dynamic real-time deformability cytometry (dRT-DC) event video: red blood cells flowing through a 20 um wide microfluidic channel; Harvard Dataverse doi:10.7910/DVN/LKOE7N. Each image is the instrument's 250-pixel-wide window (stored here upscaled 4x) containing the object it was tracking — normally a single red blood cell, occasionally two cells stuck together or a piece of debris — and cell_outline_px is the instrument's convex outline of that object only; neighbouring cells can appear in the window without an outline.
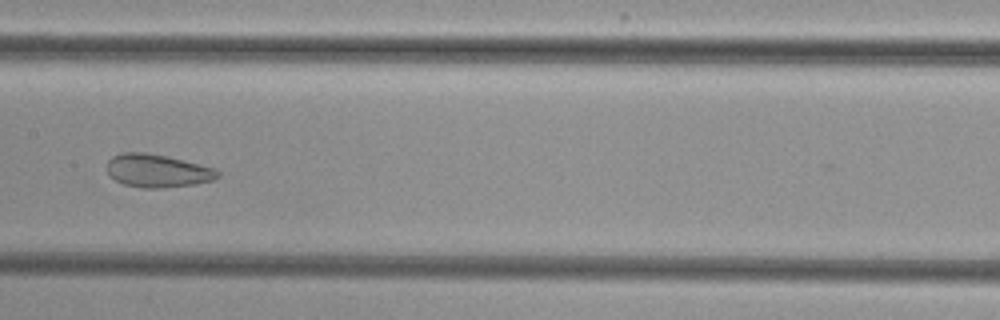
{"species": "common noctule bat (a hibernating species)", "species_latin": "Nyctalus noctula", "temperature_condition": "cold", "stored_images_in_passage": 6, "camera_frame_rate_fps": 3000, "um_per_image_px": 0.085, "animal": {"sex": "female", "body_mass_g": 29.2, "forearm_length_mm": 56.3}, "frame": {"image": 1, "passage_image": 6, "time_ms": 6.0, "image_size_px": [1000, 320], "cell_outline_px": [[220, 176], [212, 180], [192, 184], [164, 188], [144, 188], [124, 184], [116, 180], [108, 172], [108, 160], [112, 156], [120, 152], [144, 152], [168, 156], [216, 168], [220, 172]], "centroid_in_image_um": [13.4, 14.5], "position_along_channel_um": 194.0, "area_um2": 21.33}}